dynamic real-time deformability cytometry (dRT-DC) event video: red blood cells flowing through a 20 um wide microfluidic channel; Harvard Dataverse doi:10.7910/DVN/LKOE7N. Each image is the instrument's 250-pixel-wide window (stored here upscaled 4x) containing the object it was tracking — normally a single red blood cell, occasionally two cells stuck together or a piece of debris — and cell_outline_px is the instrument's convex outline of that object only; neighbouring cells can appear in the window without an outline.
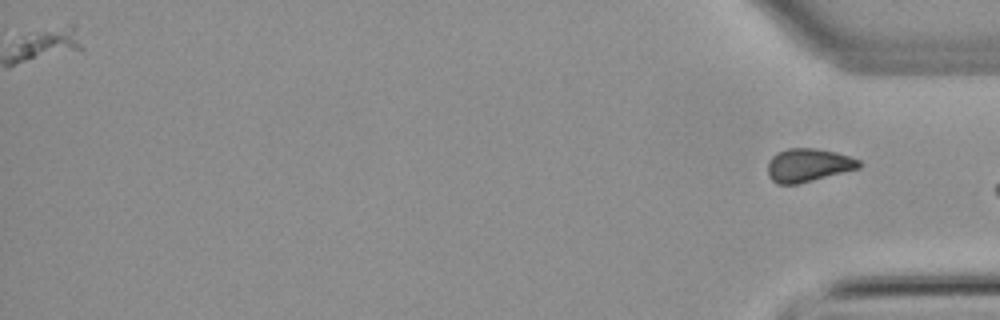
{"species": "common noctule bat (a hibernating species)", "species_latin": "Nyctalus noctula", "temperature_condition": "warm", "stored_images_in_passage": 43, "segment_of_instrument_passage": [2, 2], "camera_frame_rate_fps": 3000, "um_per_image_px": 0.085, "animal": {"sex": "male", "body_mass_g": 21.5, "forearm_length_mm": 52.0}, "frame": {"image": 1, "passage_image": 43, "time_ms": 14.0, "image_size_px": [1000, 320], "cell_outline_px": [[860, 168], [796, 184], [776, 184], [768, 176], [768, 164], [772, 156], [776, 152], [788, 148], [812, 148], [836, 152], [860, 160]], "centroid_in_image_um": [68.67, 14.03], "position_along_channel_um": 366.5, "area_um2": 17.57}}